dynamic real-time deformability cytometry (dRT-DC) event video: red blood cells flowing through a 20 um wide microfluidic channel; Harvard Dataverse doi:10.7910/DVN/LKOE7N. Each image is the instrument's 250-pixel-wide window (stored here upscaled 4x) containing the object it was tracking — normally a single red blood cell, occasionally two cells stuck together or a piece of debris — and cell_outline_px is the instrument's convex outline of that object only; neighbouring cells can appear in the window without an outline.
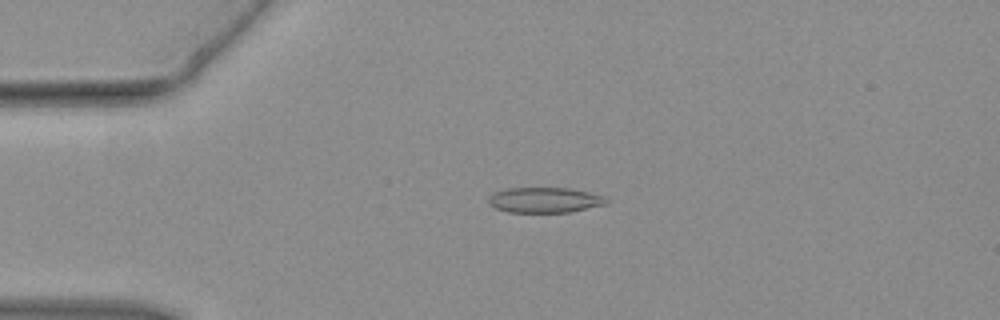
{"species": "common noctule bat (a hibernating species)", "species_latin": "Nyctalus noctula", "temperature_condition": "warm", "stored_images_in_passage": 46, "camera_frame_rate_fps": 3000, "um_per_image_px": 0.085, "animal": {"sex": "female", "body_mass_g": 19.3, "forearm_length_mm": 54.1}, "frame": {"image": 1, "passage_image": 11, "time_ms": 3.333, "image_size_px": [1000, 320], "cell_outline_px": [[608, 200], [604, 204], [572, 212], [508, 212], [496, 208], [488, 204], [488, 196], [492, 192], [508, 188], [572, 188], [604, 196]], "centroid_in_image_um": [46.25, 17.0], "position_along_channel_um": 38.7, "area_um2": 17.46}}
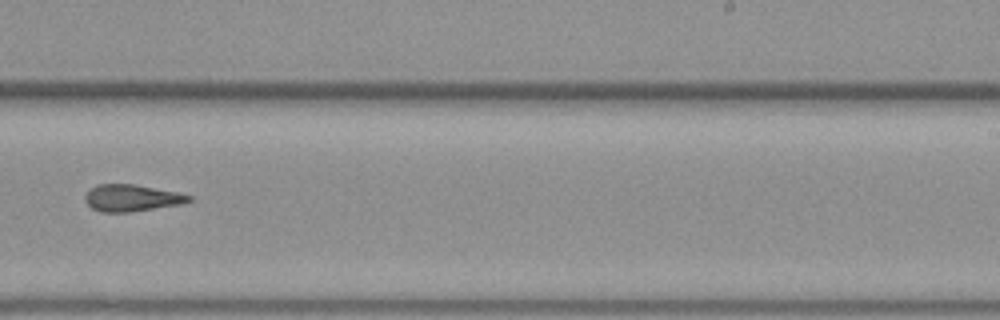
{"frame": {"image": 2, "passage_image": 29, "time_ms": 9.333, "image_size_px": [1000, 320], "cell_outline_px": [[192, 200], [184, 204], [132, 212], [100, 212], [92, 208], [84, 200], [84, 196], [96, 184], [132, 184], [180, 192], [192, 196]], "centroid_in_image_um": [11.23, 16.83], "position_along_channel_um": 277.8, "area_um2": 16.42}}
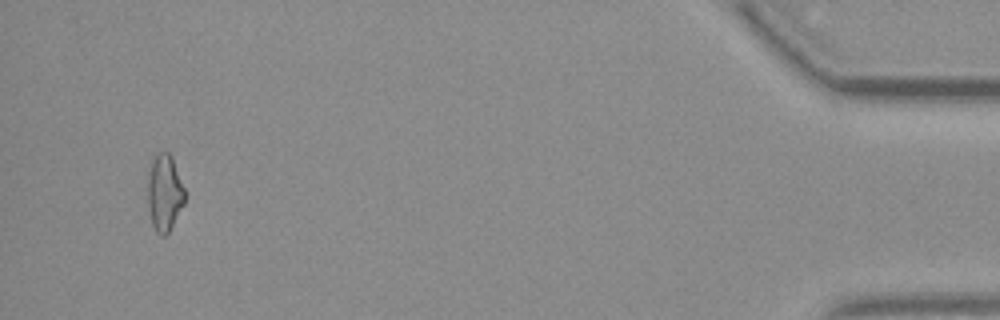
{"frame": {"image": 3, "passage_image": 44, "time_ms": 14.333, "image_size_px": [1000, 320], "cell_outline_px": [[184, 204], [168, 232], [164, 236], [160, 236], [156, 232], [152, 224], [148, 208], [148, 172], [152, 160], [156, 152], [168, 152], [172, 156], [184, 188]], "centroid_in_image_um": [13.96, 16.37], "position_along_channel_um": 421.2, "area_um2": 16.53}}